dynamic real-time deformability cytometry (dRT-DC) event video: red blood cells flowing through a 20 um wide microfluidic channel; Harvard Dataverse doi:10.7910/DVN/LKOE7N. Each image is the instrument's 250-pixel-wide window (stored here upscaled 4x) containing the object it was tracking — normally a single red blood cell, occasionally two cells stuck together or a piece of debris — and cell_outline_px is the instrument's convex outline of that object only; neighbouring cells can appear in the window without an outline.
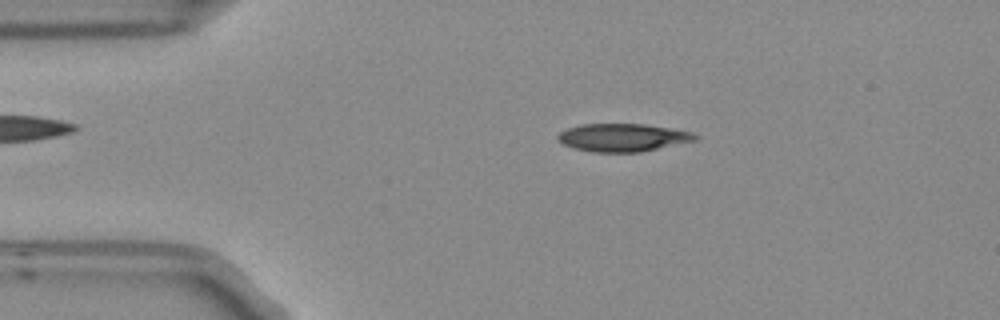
{"species": "Egyptian fruit bat (a non-hibernating species)", "species_latin": "Rousettus aegyptiacus", "temperature_condition": "room temperature", "stored_images_in_passage": 45, "camera_frame_rate_fps": 3000, "um_per_image_px": 0.085, "frame": {"image": 1, "passage_image": 2, "time_ms": 0.333, "image_size_px": [1000, 320], "cell_outline_px": [[700, 136], [696, 140], [640, 152], [592, 152], [572, 148], [556, 140], [556, 136], [560, 132], [568, 128], [584, 124], [644, 124], [692, 132]], "centroid_in_image_um": [52.91, 11.69], "position_along_channel_um": 32.1, "area_um2": 22.25}}
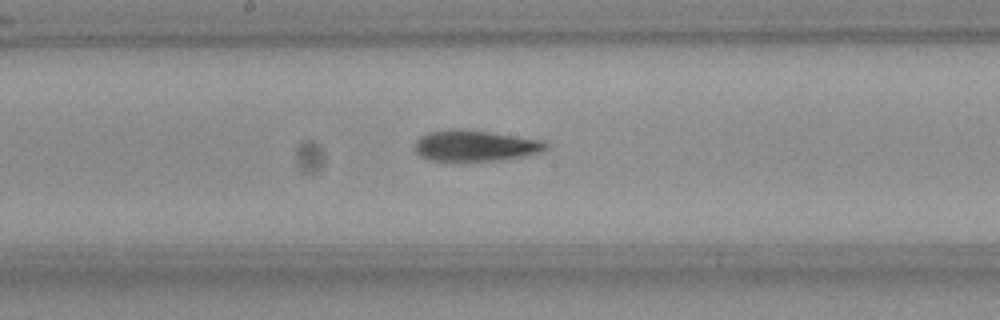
{"frame": {"image": 2, "passage_image": 19, "time_ms": 6.0, "image_size_px": [1000, 320], "cell_outline_px": [[548, 148], [540, 152], [524, 156], [504, 160], [428, 160], [420, 156], [416, 152], [416, 140], [420, 136], [428, 132], [448, 128], [452, 128], [488, 132], [540, 140], [548, 144]], "centroid_in_image_um": [40.36, 12.38], "position_along_channel_um": 207.8, "area_um2": 23.41}}
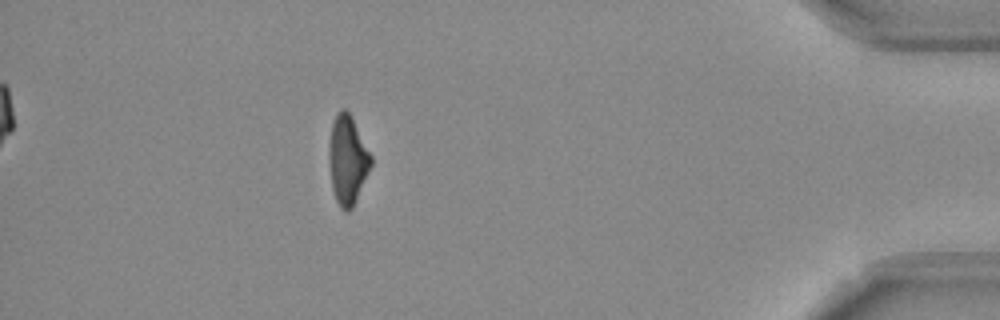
{"frame": {"image": 3, "passage_image": 39, "time_ms": 12.667, "image_size_px": [1000, 320], "cell_outline_px": [[372, 164], [356, 200], [352, 208], [348, 212], [344, 212], [340, 208], [336, 200], [332, 188], [328, 160], [328, 148], [332, 120], [336, 112], [340, 108], [344, 108], [352, 116], [372, 156]], "centroid_in_image_um": [29.52, 13.56], "position_along_channel_um": 405.7, "area_um2": 22.08}, "authors_computed_cell_mechanics": {"area_um2": 23.0044, "velocity_mm_per_s": 3.7848, "shape_relaxation_time_tau1_ms": 6.6153, "shape_relaxation_time_tau2_ms": 7.5831, "deformation_change_tau1": 0.1919, "deformation_change_tau2": 0.1855}}